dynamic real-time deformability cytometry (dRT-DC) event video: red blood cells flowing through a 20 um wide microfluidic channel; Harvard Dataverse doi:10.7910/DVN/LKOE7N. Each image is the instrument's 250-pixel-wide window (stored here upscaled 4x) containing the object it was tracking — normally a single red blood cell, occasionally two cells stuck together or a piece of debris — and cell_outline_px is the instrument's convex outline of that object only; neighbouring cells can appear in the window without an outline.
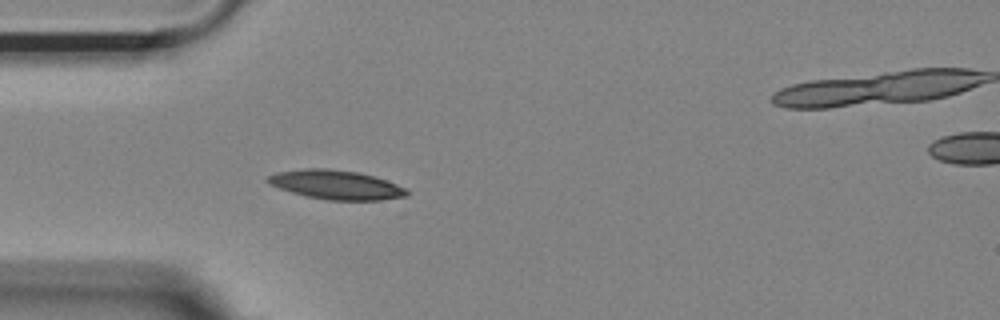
{"species": "Egyptian fruit bat (a non-hibernating species)", "species_latin": "Rousettus aegyptiacus", "temperature_condition": "room temperature", "stored_images_in_passage": 5, "camera_frame_rate_fps": 3000, "um_per_image_px": 0.085, "animal": {"sex": "female"}, "frame": {"image": 1, "passage_image": 1, "time_ms": 0.0, "image_size_px": [1000, 320], "cell_outline_px": [[408, 196], [380, 200], [328, 200], [308, 196], [292, 192], [268, 184], [264, 180], [268, 176], [276, 172], [308, 168], [324, 168], [356, 172], [372, 176], [396, 184], [404, 188], [408, 192]], "centroid_in_image_um": [28.52, 15.7], "position_along_channel_um": 56.5, "area_um2": 23.29}}
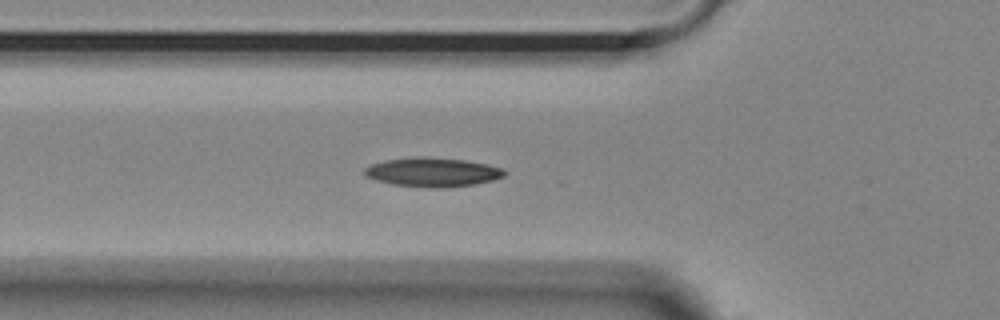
{"frame": {"image": 2, "passage_image": 4, "time_ms": 1.0, "image_size_px": [1000, 320], "cell_outline_px": [[508, 172], [504, 176], [492, 180], [476, 184], [444, 188], [428, 188], [392, 184], [376, 180], [368, 176], [364, 172], [364, 168], [372, 164], [384, 160], [416, 156], [424, 156], [464, 160], [484, 164], [500, 168]], "centroid_in_image_um": [36.76, 14.63], "position_along_channel_um": 89.0, "area_um2": 23.7}}